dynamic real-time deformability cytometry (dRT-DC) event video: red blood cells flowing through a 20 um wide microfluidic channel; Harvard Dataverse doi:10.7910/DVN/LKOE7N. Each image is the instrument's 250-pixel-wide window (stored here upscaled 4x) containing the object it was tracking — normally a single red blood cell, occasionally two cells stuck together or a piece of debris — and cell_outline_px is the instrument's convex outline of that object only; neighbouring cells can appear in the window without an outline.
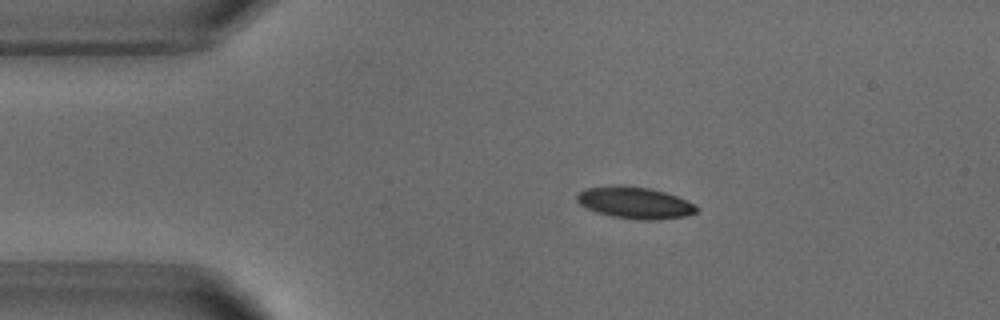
{"species": "common noctule bat (a hibernating species)", "species_latin": "Nyctalus noctula", "temperature_condition": "warm", "stored_images_in_passage": 3, "segment_of_instrument_passage": [1, 2], "camera_frame_rate_fps": 3000, "um_per_image_px": 0.085, "animal": {"sex": "male", "body_mass_g": 18.8}, "frame": {"image": 1, "passage_image": 1, "time_ms": 0.0, "image_size_px": [1000, 320], "cell_outline_px": [[696, 212], [688, 216], [656, 220], [640, 220], [612, 216], [596, 212], [580, 204], [576, 200], [576, 196], [584, 188], [648, 188], [664, 192], [676, 196], [696, 204]], "centroid_in_image_um": [54.02, 17.29], "position_along_channel_um": 31.0, "area_um2": 21.21}}